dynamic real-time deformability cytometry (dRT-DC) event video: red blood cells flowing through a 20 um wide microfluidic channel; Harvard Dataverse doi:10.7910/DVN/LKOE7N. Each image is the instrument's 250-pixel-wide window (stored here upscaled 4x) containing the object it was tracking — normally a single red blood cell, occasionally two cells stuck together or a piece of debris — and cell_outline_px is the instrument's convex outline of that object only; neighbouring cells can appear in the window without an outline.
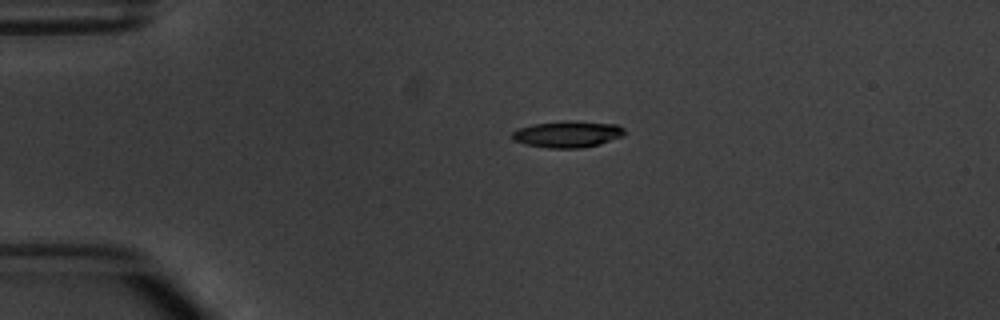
{"species": "common noctule bat (a hibernating species)", "species_latin": "Nyctalus noctula", "temperature_condition": "warm", "stored_images_in_passage": 4, "camera_frame_rate_fps": 3000, "um_per_image_px": 0.085, "animal": {"sex": "male", "body_mass_g": 20.1, "forearm_length_mm": 53.5}, "frame": {"image": 1, "passage_image": 3, "time_ms": 2.333, "image_size_px": [1000, 320], "cell_outline_px": [[628, 132], [624, 136], [600, 144], [580, 148], [548, 148], [524, 144], [512, 140], [508, 136], [516, 128], [532, 124], [568, 120], [572, 120], [620, 124]], "centroid_in_image_um": [48.25, 11.39], "position_along_channel_um": 36.8, "area_um2": 17.98}}